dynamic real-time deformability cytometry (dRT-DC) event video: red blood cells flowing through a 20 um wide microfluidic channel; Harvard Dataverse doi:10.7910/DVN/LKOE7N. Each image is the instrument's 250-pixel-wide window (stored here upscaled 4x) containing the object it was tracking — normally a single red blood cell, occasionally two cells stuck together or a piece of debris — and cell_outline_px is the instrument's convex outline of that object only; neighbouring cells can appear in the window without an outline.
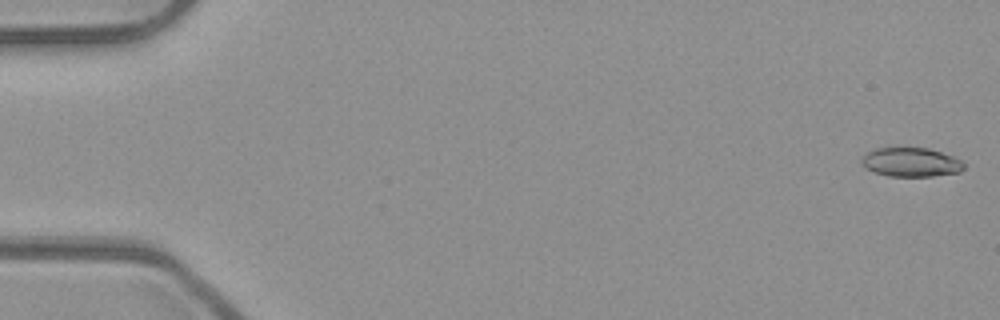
{"species": "common noctule bat (a hibernating species)", "species_latin": "Nyctalus noctula", "temperature_condition": "room temperature", "stored_images_in_passage": 52, "camera_frame_rate_fps": 3000, "um_per_image_px": 0.085, "animal": {"sex": "male", "body_mass_g": 23.1, "forearm_length_mm": 52.7}, "frame": {"image": 1, "passage_image": 1, "time_ms": 0.0, "image_size_px": [1000, 320], "cell_outline_px": [[964, 168], [960, 172], [932, 176], [888, 176], [864, 168], [860, 160], [860, 156], [876, 148], [928, 148], [952, 156], [960, 160], [964, 164]], "centroid_in_image_um": [77.39, 13.79], "position_along_channel_um": 7.6, "area_um2": 17.28}}
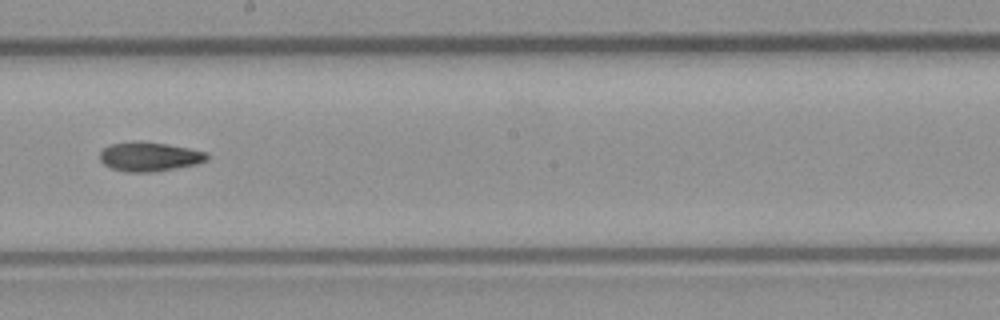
{"frame": {"image": 2, "passage_image": 30, "time_ms": 9.667, "image_size_px": [1000, 320], "cell_outline_px": [[208, 160], [196, 164], [176, 168], [152, 172], [124, 172], [112, 168], [104, 164], [100, 160], [100, 152], [108, 144], [164, 144], [188, 148], [208, 152]], "centroid_in_image_um": [12.73, 13.36], "position_along_channel_um": 235.5, "area_um2": 17.51}}
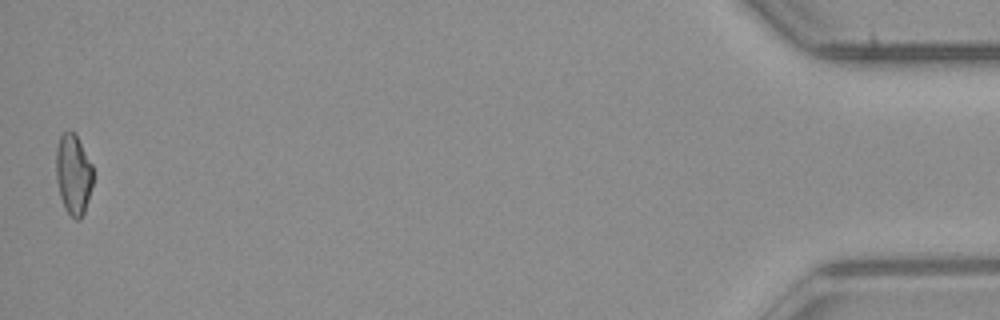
{"frame": {"image": 3, "passage_image": 52, "time_ms": 17.0, "image_size_px": [1000, 320], "cell_outline_px": [[92, 184], [88, 200], [84, 212], [80, 220], [76, 220], [64, 208], [60, 196], [56, 180], [56, 148], [60, 136], [64, 132], [72, 132], [76, 136], [92, 164]], "centroid_in_image_um": [6.22, 14.85], "position_along_channel_um": 429.0, "area_um2": 17.11}, "authors_computed_cell_mechanics": {"area_um2": 17.8602, "velocity_mm_per_s": 3.9695, "shape_relaxation_time_tau1_ms": null, "shape_relaxation_time_tau2_ms": 6.2184, "deformation_change_tau1": null, "deformation_change_tau2": 0.134}}